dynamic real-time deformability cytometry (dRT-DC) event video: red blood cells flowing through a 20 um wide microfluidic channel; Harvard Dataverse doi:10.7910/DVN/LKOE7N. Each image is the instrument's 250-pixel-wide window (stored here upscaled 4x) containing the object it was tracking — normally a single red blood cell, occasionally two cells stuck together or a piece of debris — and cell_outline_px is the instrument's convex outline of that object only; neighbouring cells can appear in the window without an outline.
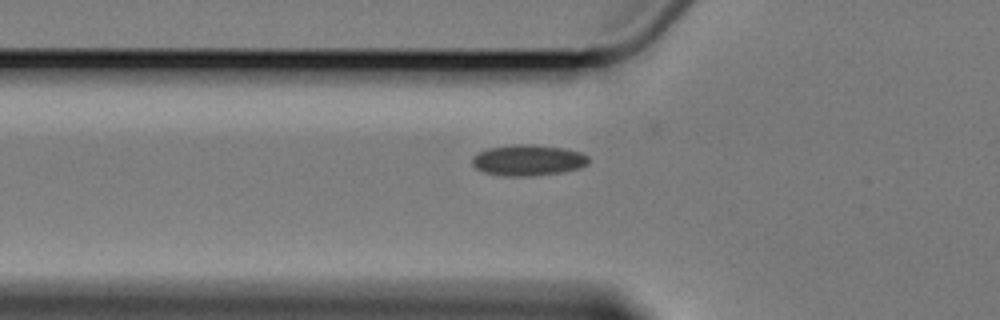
{"species": "Egyptian fruit bat (a non-hibernating species)", "species_latin": "Rousettus aegyptiacus", "temperature_condition": "cold", "stored_images_in_passage": 3, "camera_frame_rate_fps": 3000, "um_per_image_px": 0.085, "animal": {"sex": "female"}, "frame": {"image": 1, "passage_image": 3, "time_ms": 2.333, "image_size_px": [1000, 320], "cell_outline_px": [[588, 164], [580, 168], [560, 172], [532, 176], [504, 176], [484, 172], [476, 168], [472, 164], [472, 156], [488, 148], [516, 144], [532, 144], [564, 148], [580, 152], [588, 156]], "centroid_in_image_um": [44.88, 13.61], "position_along_channel_um": 80.9, "area_um2": 20.98}}